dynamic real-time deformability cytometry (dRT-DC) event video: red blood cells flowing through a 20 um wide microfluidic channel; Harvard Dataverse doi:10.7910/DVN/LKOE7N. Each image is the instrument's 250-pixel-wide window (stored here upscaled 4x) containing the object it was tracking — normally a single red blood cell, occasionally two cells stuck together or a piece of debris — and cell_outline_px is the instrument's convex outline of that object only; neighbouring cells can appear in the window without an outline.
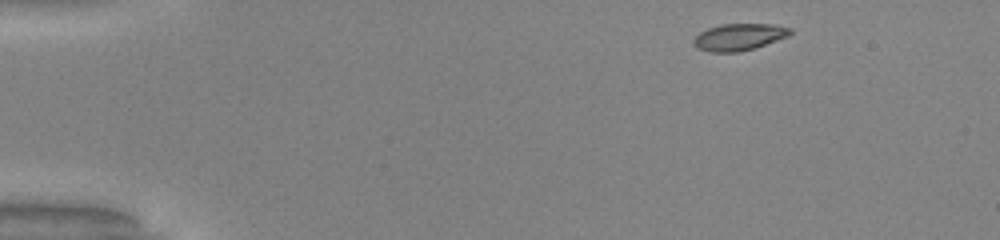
{"species": "common noctule bat (a hibernating species)", "species_latin": "Nyctalus noctula", "temperature_condition": "warm", "stored_images_in_passage": 45, "camera_frame_rate_fps": 3000, "um_per_image_px": 0.085, "animal": {"sex": "male", "body_mass_g": 20.0, "forearm_length_mm": 53.3}, "frame": {"image": 1, "passage_image": 1, "time_ms": 0.0, "image_size_px": [1000, 240], "cell_outline_px": [[792, 32], [788, 36], [752, 48], [736, 52], [712, 52], [696, 48], [692, 40], [700, 32], [708, 28], [720, 24], [776, 24], [792, 28]], "centroid_in_image_um": [62.8, 3.13], "position_along_channel_um": 22.2, "area_um2": 14.97}}
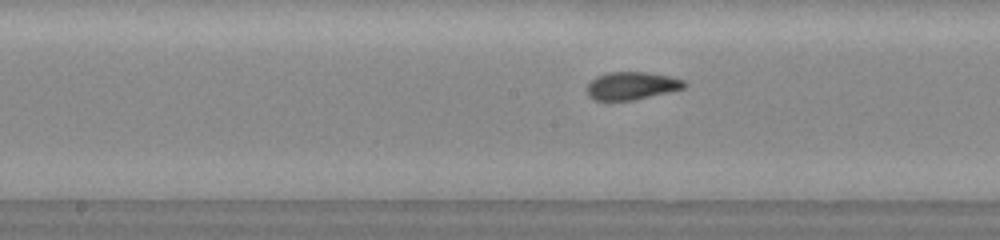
{"frame": {"image": 2, "passage_image": 21, "time_ms": 6.667, "image_size_px": [1000, 240], "cell_outline_px": [[688, 84], [684, 88], [668, 92], [632, 100], [596, 100], [588, 96], [588, 84], [596, 76], [608, 72], [648, 72], [668, 76], [684, 80]], "centroid_in_image_um": [53.7, 7.28], "position_along_channel_um": 194.5, "area_um2": 15.61}}
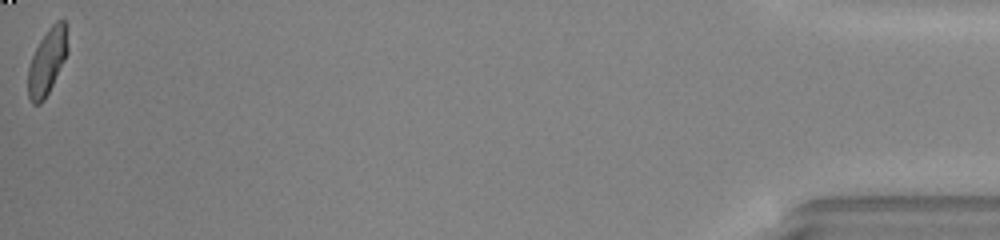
{"frame": {"image": 3, "passage_image": 45, "time_ms": 14.667, "image_size_px": [1000, 240], "cell_outline_px": [[68, 52], [44, 100], [40, 104], [32, 104], [28, 96], [28, 68], [32, 56], [40, 40], [48, 28], [56, 20], [64, 20], [68, 48]], "centroid_in_image_um": [3.99, 5.24], "position_along_channel_um": 431.2, "area_um2": 14.97}, "authors_computed_cell_mechanics": {"area_um2": 15.606, "velocity_mm_per_s": 4.1135, "shape_relaxation_time_tau1_ms": 4.2723, "shape_relaxation_time_tau2_ms": 0.953, "deformation_change_tau1": 0.1716, "deformation_change_tau2": 0.0539}}